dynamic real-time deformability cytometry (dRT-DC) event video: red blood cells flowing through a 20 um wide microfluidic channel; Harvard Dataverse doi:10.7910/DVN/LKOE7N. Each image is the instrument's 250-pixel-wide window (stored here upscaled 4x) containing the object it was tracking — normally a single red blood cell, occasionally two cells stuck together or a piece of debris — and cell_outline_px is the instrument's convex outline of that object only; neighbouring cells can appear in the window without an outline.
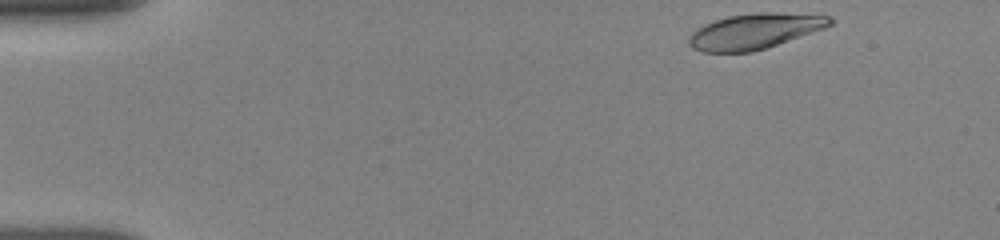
{"species": "human", "species_latin": "Homo sapiens", "temperature_condition": "room temperature", "stored_images_in_passage": 11, "camera_frame_rate_fps": 3000, "um_per_image_px": 0.085, "donor": {"sex": "female"}, "frame": {"image": 1, "passage_image": 1, "time_ms": 0.0, "image_size_px": [1000, 240], "cell_outline_px": [[836, 20], [832, 24], [824, 28], [752, 52], [704, 52], [692, 48], [688, 44], [688, 36], [696, 28], [704, 24], [728, 16], [756, 12], [772, 12], [832, 16]], "centroid_in_image_um": [64.12, 2.65], "position_along_channel_um": 20.9, "area_um2": 29.02}}
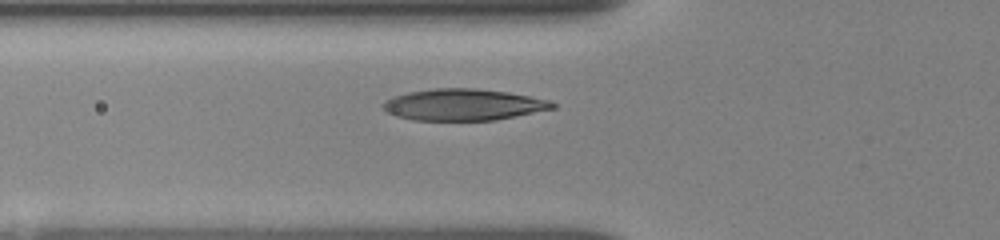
{"frame": {"image": 2, "passage_image": 8, "time_ms": 4.333, "image_size_px": [1000, 240], "cell_outline_px": [[556, 108], [496, 120], [412, 120], [396, 116], [388, 112], [380, 104], [396, 96], [408, 92], [436, 88], [476, 88], [508, 92], [548, 100], [556, 104]], "centroid_in_image_um": [39.4, 8.9], "position_along_channel_um": 86.4, "area_um2": 30.92}}
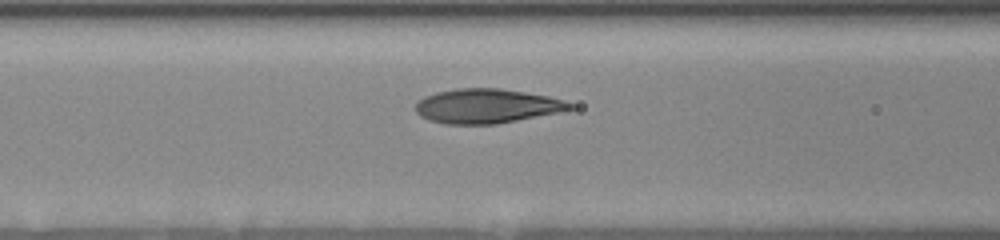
{"frame": {"image": 3, "passage_image": 10, "time_ms": 5.333, "image_size_px": [1000, 240], "cell_outline_px": [[576, 108], [496, 124], [444, 124], [428, 120], [420, 116], [416, 112], [416, 104], [424, 96], [436, 92], [456, 88], [500, 88], [548, 96], [564, 100], [576, 104]], "centroid_in_image_um": [41.36, 9.01], "position_along_channel_um": 125.2, "area_um2": 30.87}}